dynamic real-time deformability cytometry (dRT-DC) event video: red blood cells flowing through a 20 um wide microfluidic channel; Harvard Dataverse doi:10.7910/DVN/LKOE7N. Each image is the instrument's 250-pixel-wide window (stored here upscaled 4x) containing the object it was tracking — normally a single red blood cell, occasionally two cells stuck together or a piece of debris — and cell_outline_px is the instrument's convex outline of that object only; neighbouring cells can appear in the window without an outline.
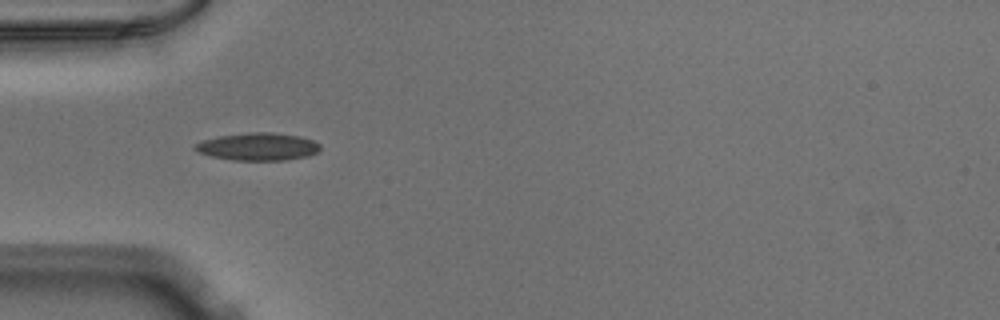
{"species": "Egyptian fruit bat (a non-hibernating species)", "species_latin": "Rousettus aegyptiacus", "temperature_condition": "warm", "stored_images_in_passage": 9, "camera_frame_rate_fps": 3000, "um_per_image_px": 0.085, "animal": {"sex": "male"}, "frame": {"image": 1, "passage_image": 6, "time_ms": 1.667, "image_size_px": [1000, 320], "cell_outline_px": [[320, 148], [316, 152], [308, 156], [288, 160], [232, 160], [212, 156], [196, 152], [192, 148], [196, 144], [204, 140], [220, 136], [248, 132], [272, 132], [300, 136], [312, 140], [320, 144]], "centroid_in_image_um": [21.93, 12.46], "position_along_channel_um": 63.1, "area_um2": 20.11}}